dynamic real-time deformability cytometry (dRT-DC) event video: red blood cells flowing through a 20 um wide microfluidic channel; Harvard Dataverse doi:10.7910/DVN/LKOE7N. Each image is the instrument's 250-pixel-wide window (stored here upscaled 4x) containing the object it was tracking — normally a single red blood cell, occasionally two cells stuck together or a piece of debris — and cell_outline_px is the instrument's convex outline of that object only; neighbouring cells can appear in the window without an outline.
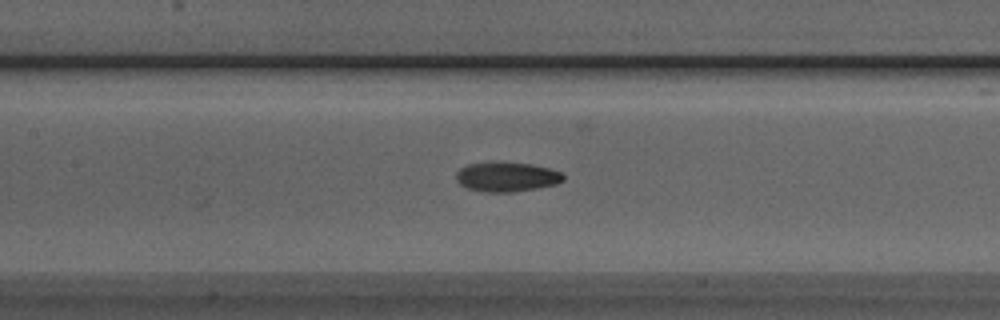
{"species": "Egyptian fruit bat (a non-hibernating species)", "species_latin": "Rousettus aegyptiacus", "temperature_condition": "room temperature", "stored_images_in_passage": 25, "camera_frame_rate_fps": 3000, "um_per_image_px": 0.085, "animal": {"sex": "male"}, "frame": {"image": 1, "passage_image": 8, "time_ms": 2.333, "image_size_px": [1000, 320], "cell_outline_px": [[564, 180], [556, 184], [536, 188], [512, 192], [484, 192], [468, 188], [460, 184], [456, 180], [456, 172], [460, 168], [468, 164], [500, 160], [532, 164], [548, 168], [560, 172], [564, 176]], "centroid_in_image_um": [43.04, 15.0], "position_along_channel_um": 164.4, "area_um2": 18.79}}
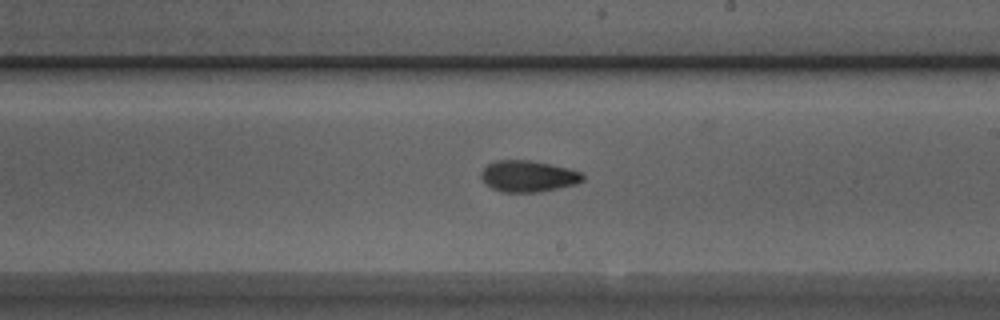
{"frame": {"image": 2, "passage_image": 14, "time_ms": 4.333, "image_size_px": [1000, 320], "cell_outline_px": [[584, 180], [576, 184], [540, 192], [504, 192], [492, 188], [484, 184], [480, 176], [480, 172], [488, 164], [496, 160], [532, 160], [552, 164], [568, 168], [580, 172], [584, 176]], "centroid_in_image_um": [44.88, 14.97], "position_along_channel_um": 244.1, "area_um2": 18.73}}
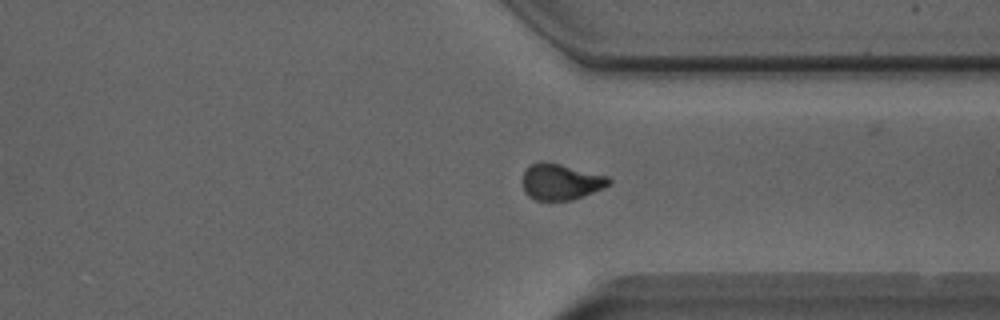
{"frame": {"image": 3, "passage_image": 23, "time_ms": 7.333, "image_size_px": [1000, 320], "cell_outline_px": [[612, 180], [604, 188], [572, 200], [536, 200], [528, 196], [524, 192], [524, 172], [532, 164], [540, 160], [544, 160], [608, 176]], "centroid_in_image_um": [47.67, 15.45], "position_along_channel_um": 363.7, "area_um2": 18.03}}